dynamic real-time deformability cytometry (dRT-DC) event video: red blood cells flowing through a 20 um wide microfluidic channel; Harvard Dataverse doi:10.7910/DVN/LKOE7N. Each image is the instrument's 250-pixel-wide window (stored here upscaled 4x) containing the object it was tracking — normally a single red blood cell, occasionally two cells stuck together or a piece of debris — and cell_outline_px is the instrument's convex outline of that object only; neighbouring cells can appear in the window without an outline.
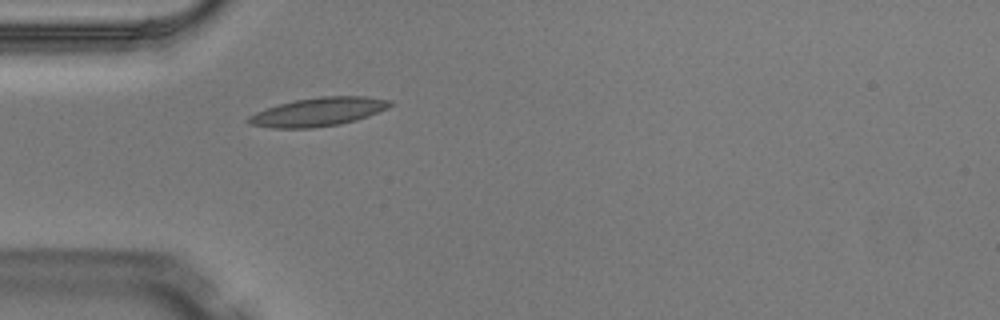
{"species": "Egyptian fruit bat (a non-hibernating species)", "species_latin": "Rousettus aegyptiacus", "temperature_condition": "warm", "stored_images_in_passage": 1, "camera_frame_rate_fps": 3000, "um_per_image_px": 0.085, "animal": {"sex": "male"}, "frame": {"image": 1, "passage_image": 1, "time_ms": 0.0, "image_size_px": [1000, 320], "cell_outline_px": [[392, 104], [388, 108], [368, 116], [356, 120], [340, 124], [312, 128], [272, 128], [248, 124], [244, 120], [248, 116], [256, 112], [280, 104], [296, 100], [320, 96], [368, 96], [392, 100]], "centroid_in_image_um": [27.06, 9.51], "position_along_channel_um": 57.9, "area_um2": 23.64}}